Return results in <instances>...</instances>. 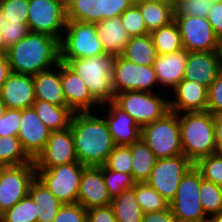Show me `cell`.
<instances>
[{
    "label": "cell",
    "instance_id": "1",
    "mask_svg": "<svg viewBox=\"0 0 222 222\" xmlns=\"http://www.w3.org/2000/svg\"><path fill=\"white\" fill-rule=\"evenodd\" d=\"M70 129L78 162L87 167L104 165L116 146L105 118L90 111L74 112Z\"/></svg>",
    "mask_w": 222,
    "mask_h": 222
},
{
    "label": "cell",
    "instance_id": "2",
    "mask_svg": "<svg viewBox=\"0 0 222 222\" xmlns=\"http://www.w3.org/2000/svg\"><path fill=\"white\" fill-rule=\"evenodd\" d=\"M11 72L36 75L60 62V42L49 35L29 32L7 50Z\"/></svg>",
    "mask_w": 222,
    "mask_h": 222
},
{
    "label": "cell",
    "instance_id": "3",
    "mask_svg": "<svg viewBox=\"0 0 222 222\" xmlns=\"http://www.w3.org/2000/svg\"><path fill=\"white\" fill-rule=\"evenodd\" d=\"M70 70L80 76L91 96L106 111V102L114 101L112 86L114 57L103 54L90 58L60 59Z\"/></svg>",
    "mask_w": 222,
    "mask_h": 222
},
{
    "label": "cell",
    "instance_id": "4",
    "mask_svg": "<svg viewBox=\"0 0 222 222\" xmlns=\"http://www.w3.org/2000/svg\"><path fill=\"white\" fill-rule=\"evenodd\" d=\"M183 155L193 164L215 152L214 115L209 111L179 113Z\"/></svg>",
    "mask_w": 222,
    "mask_h": 222
},
{
    "label": "cell",
    "instance_id": "5",
    "mask_svg": "<svg viewBox=\"0 0 222 222\" xmlns=\"http://www.w3.org/2000/svg\"><path fill=\"white\" fill-rule=\"evenodd\" d=\"M141 139L157 159L183 154L178 114L169 111L162 118L141 127Z\"/></svg>",
    "mask_w": 222,
    "mask_h": 222
},
{
    "label": "cell",
    "instance_id": "6",
    "mask_svg": "<svg viewBox=\"0 0 222 222\" xmlns=\"http://www.w3.org/2000/svg\"><path fill=\"white\" fill-rule=\"evenodd\" d=\"M201 172L193 165L182 177L169 207L178 222H206L208 217L199 198Z\"/></svg>",
    "mask_w": 222,
    "mask_h": 222
},
{
    "label": "cell",
    "instance_id": "7",
    "mask_svg": "<svg viewBox=\"0 0 222 222\" xmlns=\"http://www.w3.org/2000/svg\"><path fill=\"white\" fill-rule=\"evenodd\" d=\"M63 38L60 42V59L90 58L103 55L95 24L67 20Z\"/></svg>",
    "mask_w": 222,
    "mask_h": 222
},
{
    "label": "cell",
    "instance_id": "8",
    "mask_svg": "<svg viewBox=\"0 0 222 222\" xmlns=\"http://www.w3.org/2000/svg\"><path fill=\"white\" fill-rule=\"evenodd\" d=\"M114 102L133 117L140 127L162 118L170 111L169 99L154 92H121L115 95Z\"/></svg>",
    "mask_w": 222,
    "mask_h": 222
},
{
    "label": "cell",
    "instance_id": "9",
    "mask_svg": "<svg viewBox=\"0 0 222 222\" xmlns=\"http://www.w3.org/2000/svg\"><path fill=\"white\" fill-rule=\"evenodd\" d=\"M66 23L67 8L61 0H29V31L52 36L61 42Z\"/></svg>",
    "mask_w": 222,
    "mask_h": 222
},
{
    "label": "cell",
    "instance_id": "10",
    "mask_svg": "<svg viewBox=\"0 0 222 222\" xmlns=\"http://www.w3.org/2000/svg\"><path fill=\"white\" fill-rule=\"evenodd\" d=\"M87 166L79 162L49 169H36V176L63 204L77 203L80 178Z\"/></svg>",
    "mask_w": 222,
    "mask_h": 222
},
{
    "label": "cell",
    "instance_id": "11",
    "mask_svg": "<svg viewBox=\"0 0 222 222\" xmlns=\"http://www.w3.org/2000/svg\"><path fill=\"white\" fill-rule=\"evenodd\" d=\"M158 84L154 66L135 64L122 55L114 57L112 86L115 92L143 91L154 92Z\"/></svg>",
    "mask_w": 222,
    "mask_h": 222
},
{
    "label": "cell",
    "instance_id": "12",
    "mask_svg": "<svg viewBox=\"0 0 222 222\" xmlns=\"http://www.w3.org/2000/svg\"><path fill=\"white\" fill-rule=\"evenodd\" d=\"M193 165L183 154L157 159L146 183L170 204L176 195L182 177Z\"/></svg>",
    "mask_w": 222,
    "mask_h": 222
},
{
    "label": "cell",
    "instance_id": "13",
    "mask_svg": "<svg viewBox=\"0 0 222 222\" xmlns=\"http://www.w3.org/2000/svg\"><path fill=\"white\" fill-rule=\"evenodd\" d=\"M35 177L34 164L0 166V215L29 194Z\"/></svg>",
    "mask_w": 222,
    "mask_h": 222
},
{
    "label": "cell",
    "instance_id": "14",
    "mask_svg": "<svg viewBox=\"0 0 222 222\" xmlns=\"http://www.w3.org/2000/svg\"><path fill=\"white\" fill-rule=\"evenodd\" d=\"M183 49L189 52L218 51L219 39L216 37L207 18L198 16H175Z\"/></svg>",
    "mask_w": 222,
    "mask_h": 222
},
{
    "label": "cell",
    "instance_id": "15",
    "mask_svg": "<svg viewBox=\"0 0 222 222\" xmlns=\"http://www.w3.org/2000/svg\"><path fill=\"white\" fill-rule=\"evenodd\" d=\"M35 169H49L78 162L70 127L51 132L44 149L33 160Z\"/></svg>",
    "mask_w": 222,
    "mask_h": 222
},
{
    "label": "cell",
    "instance_id": "16",
    "mask_svg": "<svg viewBox=\"0 0 222 222\" xmlns=\"http://www.w3.org/2000/svg\"><path fill=\"white\" fill-rule=\"evenodd\" d=\"M18 138L26 153L34 160L44 149L51 130L38 117L33 107L21 110Z\"/></svg>",
    "mask_w": 222,
    "mask_h": 222
},
{
    "label": "cell",
    "instance_id": "17",
    "mask_svg": "<svg viewBox=\"0 0 222 222\" xmlns=\"http://www.w3.org/2000/svg\"><path fill=\"white\" fill-rule=\"evenodd\" d=\"M175 99L169 100V109L177 114L207 111L208 87L184 78L173 89Z\"/></svg>",
    "mask_w": 222,
    "mask_h": 222
},
{
    "label": "cell",
    "instance_id": "18",
    "mask_svg": "<svg viewBox=\"0 0 222 222\" xmlns=\"http://www.w3.org/2000/svg\"><path fill=\"white\" fill-rule=\"evenodd\" d=\"M221 69L222 59L218 51L188 52L184 79L197 81L209 87Z\"/></svg>",
    "mask_w": 222,
    "mask_h": 222
},
{
    "label": "cell",
    "instance_id": "19",
    "mask_svg": "<svg viewBox=\"0 0 222 222\" xmlns=\"http://www.w3.org/2000/svg\"><path fill=\"white\" fill-rule=\"evenodd\" d=\"M7 109L23 110L35 102L33 76L11 72L0 89Z\"/></svg>",
    "mask_w": 222,
    "mask_h": 222
},
{
    "label": "cell",
    "instance_id": "20",
    "mask_svg": "<svg viewBox=\"0 0 222 222\" xmlns=\"http://www.w3.org/2000/svg\"><path fill=\"white\" fill-rule=\"evenodd\" d=\"M111 202L101 170L98 167H86L80 178L77 203L88 210Z\"/></svg>",
    "mask_w": 222,
    "mask_h": 222
},
{
    "label": "cell",
    "instance_id": "21",
    "mask_svg": "<svg viewBox=\"0 0 222 222\" xmlns=\"http://www.w3.org/2000/svg\"><path fill=\"white\" fill-rule=\"evenodd\" d=\"M108 113H103L115 145L131 146L141 139V127L114 101L106 102ZM106 116V117H105Z\"/></svg>",
    "mask_w": 222,
    "mask_h": 222
},
{
    "label": "cell",
    "instance_id": "22",
    "mask_svg": "<svg viewBox=\"0 0 222 222\" xmlns=\"http://www.w3.org/2000/svg\"><path fill=\"white\" fill-rule=\"evenodd\" d=\"M61 83L67 107L73 112L90 111L100 104L91 96L83 79L61 62Z\"/></svg>",
    "mask_w": 222,
    "mask_h": 222
},
{
    "label": "cell",
    "instance_id": "23",
    "mask_svg": "<svg viewBox=\"0 0 222 222\" xmlns=\"http://www.w3.org/2000/svg\"><path fill=\"white\" fill-rule=\"evenodd\" d=\"M188 52L186 49H182L174 53L157 56L153 66L159 83L158 85L171 87L172 90L175 88L184 78V68Z\"/></svg>",
    "mask_w": 222,
    "mask_h": 222
},
{
    "label": "cell",
    "instance_id": "24",
    "mask_svg": "<svg viewBox=\"0 0 222 222\" xmlns=\"http://www.w3.org/2000/svg\"><path fill=\"white\" fill-rule=\"evenodd\" d=\"M33 75L35 99L57 106H67L61 83V61L54 67Z\"/></svg>",
    "mask_w": 222,
    "mask_h": 222
},
{
    "label": "cell",
    "instance_id": "25",
    "mask_svg": "<svg viewBox=\"0 0 222 222\" xmlns=\"http://www.w3.org/2000/svg\"><path fill=\"white\" fill-rule=\"evenodd\" d=\"M96 33L102 42L105 54L113 57L122 55L130 36L126 32L120 17L110 18L95 23Z\"/></svg>",
    "mask_w": 222,
    "mask_h": 222
},
{
    "label": "cell",
    "instance_id": "26",
    "mask_svg": "<svg viewBox=\"0 0 222 222\" xmlns=\"http://www.w3.org/2000/svg\"><path fill=\"white\" fill-rule=\"evenodd\" d=\"M29 195L36 204L37 222H53L63 203L48 190L37 176L31 182Z\"/></svg>",
    "mask_w": 222,
    "mask_h": 222
},
{
    "label": "cell",
    "instance_id": "27",
    "mask_svg": "<svg viewBox=\"0 0 222 222\" xmlns=\"http://www.w3.org/2000/svg\"><path fill=\"white\" fill-rule=\"evenodd\" d=\"M42 122L52 131L70 127L74 112L67 106H57L43 100H35L32 106Z\"/></svg>",
    "mask_w": 222,
    "mask_h": 222
},
{
    "label": "cell",
    "instance_id": "28",
    "mask_svg": "<svg viewBox=\"0 0 222 222\" xmlns=\"http://www.w3.org/2000/svg\"><path fill=\"white\" fill-rule=\"evenodd\" d=\"M139 6L149 32L175 20V7L169 2H134Z\"/></svg>",
    "mask_w": 222,
    "mask_h": 222
},
{
    "label": "cell",
    "instance_id": "29",
    "mask_svg": "<svg viewBox=\"0 0 222 222\" xmlns=\"http://www.w3.org/2000/svg\"><path fill=\"white\" fill-rule=\"evenodd\" d=\"M66 8L67 20L92 24L105 20V0H72Z\"/></svg>",
    "mask_w": 222,
    "mask_h": 222
},
{
    "label": "cell",
    "instance_id": "30",
    "mask_svg": "<svg viewBox=\"0 0 222 222\" xmlns=\"http://www.w3.org/2000/svg\"><path fill=\"white\" fill-rule=\"evenodd\" d=\"M122 56L139 65H154L158 56L151 34L131 37Z\"/></svg>",
    "mask_w": 222,
    "mask_h": 222
},
{
    "label": "cell",
    "instance_id": "31",
    "mask_svg": "<svg viewBox=\"0 0 222 222\" xmlns=\"http://www.w3.org/2000/svg\"><path fill=\"white\" fill-rule=\"evenodd\" d=\"M131 154L134 181L136 183L147 182L157 158L142 139L131 145Z\"/></svg>",
    "mask_w": 222,
    "mask_h": 222
},
{
    "label": "cell",
    "instance_id": "32",
    "mask_svg": "<svg viewBox=\"0 0 222 222\" xmlns=\"http://www.w3.org/2000/svg\"><path fill=\"white\" fill-rule=\"evenodd\" d=\"M111 205L117 222H142L144 212L137 203L134 187L112 198Z\"/></svg>",
    "mask_w": 222,
    "mask_h": 222
},
{
    "label": "cell",
    "instance_id": "33",
    "mask_svg": "<svg viewBox=\"0 0 222 222\" xmlns=\"http://www.w3.org/2000/svg\"><path fill=\"white\" fill-rule=\"evenodd\" d=\"M158 55L174 53L183 49L181 35L175 21L150 32Z\"/></svg>",
    "mask_w": 222,
    "mask_h": 222
},
{
    "label": "cell",
    "instance_id": "34",
    "mask_svg": "<svg viewBox=\"0 0 222 222\" xmlns=\"http://www.w3.org/2000/svg\"><path fill=\"white\" fill-rule=\"evenodd\" d=\"M34 164L22 147L18 136L0 137V166Z\"/></svg>",
    "mask_w": 222,
    "mask_h": 222
},
{
    "label": "cell",
    "instance_id": "35",
    "mask_svg": "<svg viewBox=\"0 0 222 222\" xmlns=\"http://www.w3.org/2000/svg\"><path fill=\"white\" fill-rule=\"evenodd\" d=\"M134 192L137 203L144 213H152L169 208V203L146 182L135 183Z\"/></svg>",
    "mask_w": 222,
    "mask_h": 222
},
{
    "label": "cell",
    "instance_id": "36",
    "mask_svg": "<svg viewBox=\"0 0 222 222\" xmlns=\"http://www.w3.org/2000/svg\"><path fill=\"white\" fill-rule=\"evenodd\" d=\"M37 209L28 194L10 209L0 215V222H37Z\"/></svg>",
    "mask_w": 222,
    "mask_h": 222
},
{
    "label": "cell",
    "instance_id": "37",
    "mask_svg": "<svg viewBox=\"0 0 222 222\" xmlns=\"http://www.w3.org/2000/svg\"><path fill=\"white\" fill-rule=\"evenodd\" d=\"M199 198L206 215L211 216L222 210V186L203 178Z\"/></svg>",
    "mask_w": 222,
    "mask_h": 222
},
{
    "label": "cell",
    "instance_id": "38",
    "mask_svg": "<svg viewBox=\"0 0 222 222\" xmlns=\"http://www.w3.org/2000/svg\"><path fill=\"white\" fill-rule=\"evenodd\" d=\"M103 175L108 193L111 198L120 195L123 191L131 189L135 186L132 174L121 173L108 169L105 165L97 166Z\"/></svg>",
    "mask_w": 222,
    "mask_h": 222
},
{
    "label": "cell",
    "instance_id": "39",
    "mask_svg": "<svg viewBox=\"0 0 222 222\" xmlns=\"http://www.w3.org/2000/svg\"><path fill=\"white\" fill-rule=\"evenodd\" d=\"M194 165L204 179L222 186V154L214 152L200 158Z\"/></svg>",
    "mask_w": 222,
    "mask_h": 222
},
{
    "label": "cell",
    "instance_id": "40",
    "mask_svg": "<svg viewBox=\"0 0 222 222\" xmlns=\"http://www.w3.org/2000/svg\"><path fill=\"white\" fill-rule=\"evenodd\" d=\"M119 17L130 38L150 33L145 26V21L136 3H133Z\"/></svg>",
    "mask_w": 222,
    "mask_h": 222
},
{
    "label": "cell",
    "instance_id": "41",
    "mask_svg": "<svg viewBox=\"0 0 222 222\" xmlns=\"http://www.w3.org/2000/svg\"><path fill=\"white\" fill-rule=\"evenodd\" d=\"M108 169L132 174L131 146H115L104 164Z\"/></svg>",
    "mask_w": 222,
    "mask_h": 222
},
{
    "label": "cell",
    "instance_id": "42",
    "mask_svg": "<svg viewBox=\"0 0 222 222\" xmlns=\"http://www.w3.org/2000/svg\"><path fill=\"white\" fill-rule=\"evenodd\" d=\"M0 9L7 21L28 23L29 0H0Z\"/></svg>",
    "mask_w": 222,
    "mask_h": 222
},
{
    "label": "cell",
    "instance_id": "43",
    "mask_svg": "<svg viewBox=\"0 0 222 222\" xmlns=\"http://www.w3.org/2000/svg\"><path fill=\"white\" fill-rule=\"evenodd\" d=\"M210 0H185L175 7V16L207 18L211 10Z\"/></svg>",
    "mask_w": 222,
    "mask_h": 222
},
{
    "label": "cell",
    "instance_id": "44",
    "mask_svg": "<svg viewBox=\"0 0 222 222\" xmlns=\"http://www.w3.org/2000/svg\"><path fill=\"white\" fill-rule=\"evenodd\" d=\"M7 48L23 39L30 31L28 23H13L7 21L3 13V24L0 28Z\"/></svg>",
    "mask_w": 222,
    "mask_h": 222
},
{
    "label": "cell",
    "instance_id": "45",
    "mask_svg": "<svg viewBox=\"0 0 222 222\" xmlns=\"http://www.w3.org/2000/svg\"><path fill=\"white\" fill-rule=\"evenodd\" d=\"M53 222H87V209L80 203L63 204Z\"/></svg>",
    "mask_w": 222,
    "mask_h": 222
},
{
    "label": "cell",
    "instance_id": "46",
    "mask_svg": "<svg viewBox=\"0 0 222 222\" xmlns=\"http://www.w3.org/2000/svg\"><path fill=\"white\" fill-rule=\"evenodd\" d=\"M21 110L6 109L0 116V137L17 136L21 124Z\"/></svg>",
    "mask_w": 222,
    "mask_h": 222
},
{
    "label": "cell",
    "instance_id": "47",
    "mask_svg": "<svg viewBox=\"0 0 222 222\" xmlns=\"http://www.w3.org/2000/svg\"><path fill=\"white\" fill-rule=\"evenodd\" d=\"M207 111L212 115H222V69L208 87Z\"/></svg>",
    "mask_w": 222,
    "mask_h": 222
},
{
    "label": "cell",
    "instance_id": "48",
    "mask_svg": "<svg viewBox=\"0 0 222 222\" xmlns=\"http://www.w3.org/2000/svg\"><path fill=\"white\" fill-rule=\"evenodd\" d=\"M87 222H117L112 205L88 209Z\"/></svg>",
    "mask_w": 222,
    "mask_h": 222
},
{
    "label": "cell",
    "instance_id": "49",
    "mask_svg": "<svg viewBox=\"0 0 222 222\" xmlns=\"http://www.w3.org/2000/svg\"><path fill=\"white\" fill-rule=\"evenodd\" d=\"M134 0H105V19L119 17Z\"/></svg>",
    "mask_w": 222,
    "mask_h": 222
},
{
    "label": "cell",
    "instance_id": "50",
    "mask_svg": "<svg viewBox=\"0 0 222 222\" xmlns=\"http://www.w3.org/2000/svg\"><path fill=\"white\" fill-rule=\"evenodd\" d=\"M218 39L222 38V3L212 4L207 17Z\"/></svg>",
    "mask_w": 222,
    "mask_h": 222
},
{
    "label": "cell",
    "instance_id": "51",
    "mask_svg": "<svg viewBox=\"0 0 222 222\" xmlns=\"http://www.w3.org/2000/svg\"><path fill=\"white\" fill-rule=\"evenodd\" d=\"M142 222H178L169 208L152 213H144Z\"/></svg>",
    "mask_w": 222,
    "mask_h": 222
},
{
    "label": "cell",
    "instance_id": "52",
    "mask_svg": "<svg viewBox=\"0 0 222 222\" xmlns=\"http://www.w3.org/2000/svg\"><path fill=\"white\" fill-rule=\"evenodd\" d=\"M215 152L222 154V115L214 116Z\"/></svg>",
    "mask_w": 222,
    "mask_h": 222
},
{
    "label": "cell",
    "instance_id": "53",
    "mask_svg": "<svg viewBox=\"0 0 222 222\" xmlns=\"http://www.w3.org/2000/svg\"><path fill=\"white\" fill-rule=\"evenodd\" d=\"M10 73L11 68L9 65L7 54L0 55V89L3 83L7 80Z\"/></svg>",
    "mask_w": 222,
    "mask_h": 222
},
{
    "label": "cell",
    "instance_id": "54",
    "mask_svg": "<svg viewBox=\"0 0 222 222\" xmlns=\"http://www.w3.org/2000/svg\"><path fill=\"white\" fill-rule=\"evenodd\" d=\"M206 222H222V210L219 213L213 214L208 217Z\"/></svg>",
    "mask_w": 222,
    "mask_h": 222
},
{
    "label": "cell",
    "instance_id": "55",
    "mask_svg": "<svg viewBox=\"0 0 222 222\" xmlns=\"http://www.w3.org/2000/svg\"><path fill=\"white\" fill-rule=\"evenodd\" d=\"M7 50L8 48L5 45L3 35L1 34V31H0V55L7 54Z\"/></svg>",
    "mask_w": 222,
    "mask_h": 222
},
{
    "label": "cell",
    "instance_id": "56",
    "mask_svg": "<svg viewBox=\"0 0 222 222\" xmlns=\"http://www.w3.org/2000/svg\"><path fill=\"white\" fill-rule=\"evenodd\" d=\"M6 105L1 97V94H0V116L3 115L6 111Z\"/></svg>",
    "mask_w": 222,
    "mask_h": 222
},
{
    "label": "cell",
    "instance_id": "57",
    "mask_svg": "<svg viewBox=\"0 0 222 222\" xmlns=\"http://www.w3.org/2000/svg\"><path fill=\"white\" fill-rule=\"evenodd\" d=\"M134 2H169V0H134Z\"/></svg>",
    "mask_w": 222,
    "mask_h": 222
},
{
    "label": "cell",
    "instance_id": "58",
    "mask_svg": "<svg viewBox=\"0 0 222 222\" xmlns=\"http://www.w3.org/2000/svg\"><path fill=\"white\" fill-rule=\"evenodd\" d=\"M182 1H185V0H169V3L176 7L177 5H179Z\"/></svg>",
    "mask_w": 222,
    "mask_h": 222
},
{
    "label": "cell",
    "instance_id": "59",
    "mask_svg": "<svg viewBox=\"0 0 222 222\" xmlns=\"http://www.w3.org/2000/svg\"><path fill=\"white\" fill-rule=\"evenodd\" d=\"M218 53L222 59V38L219 39V48H218Z\"/></svg>",
    "mask_w": 222,
    "mask_h": 222
},
{
    "label": "cell",
    "instance_id": "60",
    "mask_svg": "<svg viewBox=\"0 0 222 222\" xmlns=\"http://www.w3.org/2000/svg\"><path fill=\"white\" fill-rule=\"evenodd\" d=\"M3 24V11L0 9V28L2 27Z\"/></svg>",
    "mask_w": 222,
    "mask_h": 222
},
{
    "label": "cell",
    "instance_id": "61",
    "mask_svg": "<svg viewBox=\"0 0 222 222\" xmlns=\"http://www.w3.org/2000/svg\"><path fill=\"white\" fill-rule=\"evenodd\" d=\"M212 4L222 3V0H210Z\"/></svg>",
    "mask_w": 222,
    "mask_h": 222
},
{
    "label": "cell",
    "instance_id": "62",
    "mask_svg": "<svg viewBox=\"0 0 222 222\" xmlns=\"http://www.w3.org/2000/svg\"><path fill=\"white\" fill-rule=\"evenodd\" d=\"M66 6L72 1V0H61Z\"/></svg>",
    "mask_w": 222,
    "mask_h": 222
}]
</instances>
